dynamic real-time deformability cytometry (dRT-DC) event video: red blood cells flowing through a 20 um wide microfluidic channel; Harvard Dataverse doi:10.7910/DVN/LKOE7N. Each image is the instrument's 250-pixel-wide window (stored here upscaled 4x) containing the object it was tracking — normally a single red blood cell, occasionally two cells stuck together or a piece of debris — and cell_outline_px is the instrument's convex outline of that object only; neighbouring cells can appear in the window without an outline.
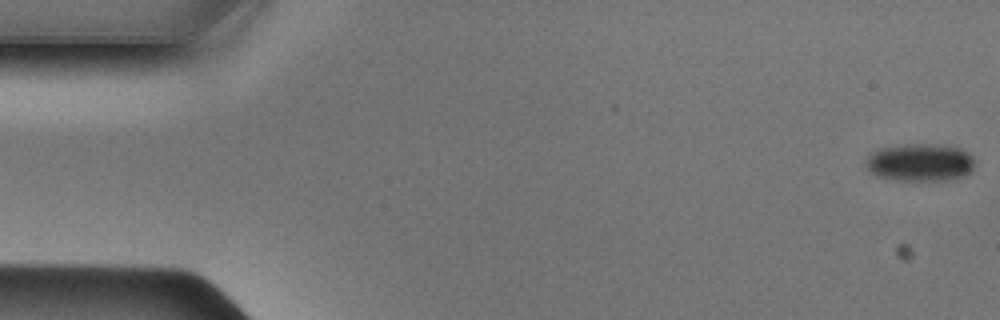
{"species": "Egyptian fruit bat (a non-hibernating species)", "species_latin": "Rousettus aegyptiacus", "temperature_condition": "cold", "stored_images_in_passage": 49, "camera_frame_rate_fps": 3000, "um_per_image_px": 0.085, "animal": {"sex": "male"}, "frame": {"image": 1, "passage_image": 1, "time_ms": 0.0, "image_size_px": [1000, 320], "cell_outline_px": [[976, 164], [964, 176], [948, 180], [896, 180], [880, 176], [872, 172], [868, 168], [868, 156], [872, 152], [880, 148], [904, 144], [948, 144], [960, 148], [968, 152], [976, 160]], "centroid_in_image_um": [78.28, 13.78], "position_along_channel_um": 6.7, "area_um2": 23.93}}
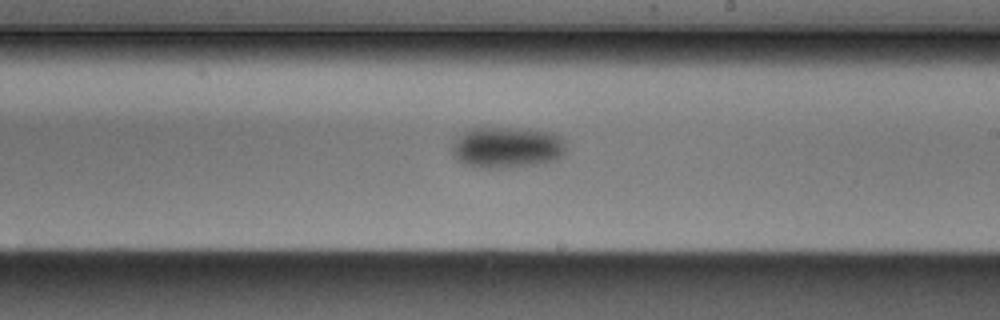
{"frame": {"image": 2, "passage_image": 28, "time_ms": 9.0, "image_size_px": [1000, 320], "cell_outline_px": [[564, 156], [556, 160], [544, 164], [508, 168], [472, 168], [456, 160], [452, 156], [452, 144], [456, 136], [472, 128], [528, 128], [552, 132], [560, 136], [564, 140]], "centroid_in_image_um": [43.08, 12.55], "position_along_channel_um": 245.9, "area_um2": 28.21}}
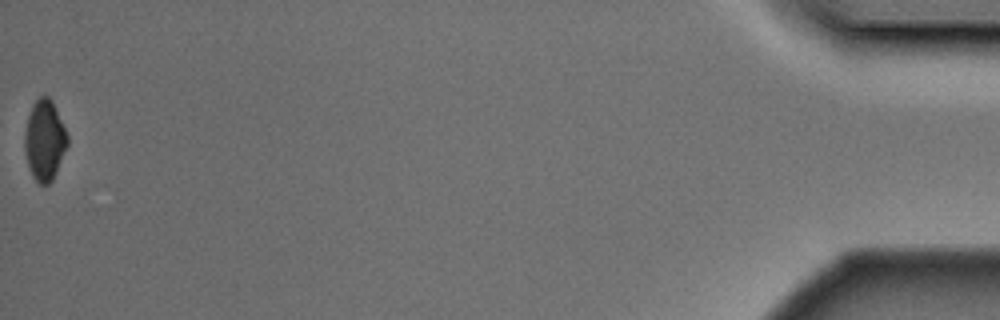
{"frame": {"image": 3, "passage_image": 49, "time_ms": 16.0, "image_size_px": [1000, 320], "cell_outline_px": [[68, 144], [56, 172], [52, 180], [48, 184], [40, 184], [32, 176], [28, 164], [24, 148], [24, 132], [28, 116], [32, 104], [40, 96], [48, 96], [52, 100], [68, 136]], "centroid_in_image_um": [3.78, 11.91], "position_along_channel_um": 431.4, "area_um2": 19.94}}